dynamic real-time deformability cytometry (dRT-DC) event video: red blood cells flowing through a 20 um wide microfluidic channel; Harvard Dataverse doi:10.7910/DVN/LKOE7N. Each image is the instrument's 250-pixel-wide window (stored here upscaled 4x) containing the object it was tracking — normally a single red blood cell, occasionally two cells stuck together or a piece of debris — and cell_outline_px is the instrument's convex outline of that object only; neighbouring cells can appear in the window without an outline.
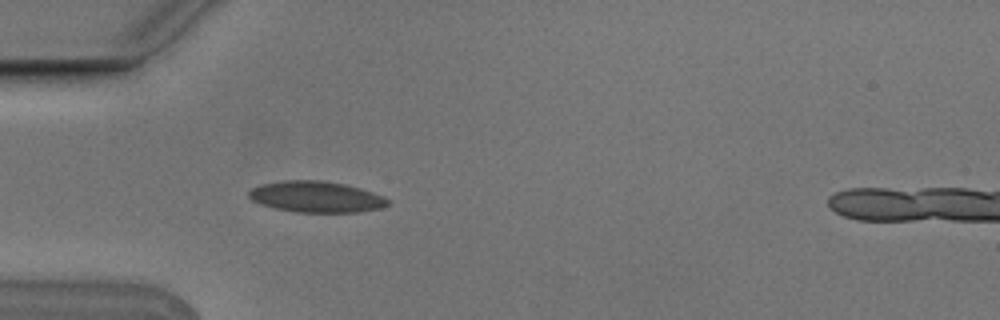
{"species": "Egyptian fruit bat (a non-hibernating species)", "species_latin": "Rousettus aegyptiacus", "temperature_condition": "cold", "stored_images_in_passage": 1, "camera_frame_rate_fps": 3000, "um_per_image_px": 0.085, "animal": {"sex": "male"}, "frame": {"image": 1, "passage_image": 1, "time_ms": 0.0, "image_size_px": [1000, 320], "cell_outline_px": [[392, 204], [380, 208], [360, 212], [296, 212], [276, 208], [260, 204], [252, 200], [248, 196], [248, 192], [252, 188], [260, 184], [284, 180], [320, 180], [344, 184], [360, 188], [384, 196], [392, 200]], "centroid_in_image_um": [26.91, 16.73], "position_along_channel_um": 58.1, "area_um2": 25.37}}